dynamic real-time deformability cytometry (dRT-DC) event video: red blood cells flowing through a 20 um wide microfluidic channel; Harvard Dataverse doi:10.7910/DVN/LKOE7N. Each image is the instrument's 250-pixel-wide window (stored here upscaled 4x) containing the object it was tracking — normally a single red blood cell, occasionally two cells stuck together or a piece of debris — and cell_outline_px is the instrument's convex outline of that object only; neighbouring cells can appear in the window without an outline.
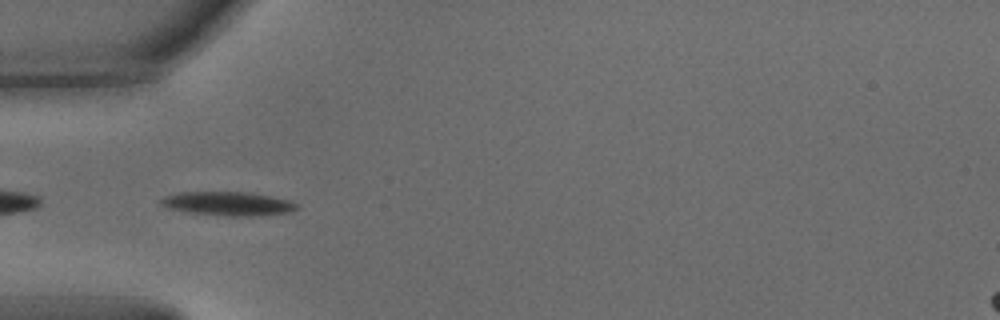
{"species": "common noctule bat (a hibernating species)", "species_latin": "Nyctalus noctula", "temperature_condition": "warm", "stored_images_in_passage": 37, "camera_frame_rate_fps": 3000, "um_per_image_px": 0.085, "animal": {"sex": "male", "body_mass_g": 15.6}, "frame": {"image": 1, "passage_image": 1, "time_ms": 0.0, "image_size_px": [1000, 320], "cell_outline_px": [[300, 204], [296, 208], [288, 212], [260, 216], [228, 216], [192, 212], [168, 208], [160, 204], [160, 200], [164, 196], [180, 192], [248, 192], [272, 196], [288, 200]], "centroid_in_image_um": [19.4, 17.3], "position_along_channel_um": 65.6, "area_um2": 18.79}}
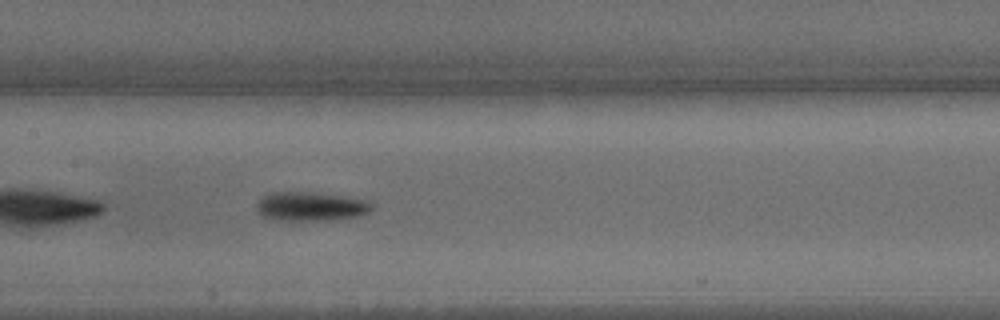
{"frame": {"image": 2, "passage_image": 10, "time_ms": 3.0, "image_size_px": [1000, 320], "cell_outline_px": [[372, 208], [368, 212], [356, 216], [332, 220], [272, 220], [264, 216], [256, 208], [256, 204], [264, 196], [272, 192], [316, 192], [344, 196], [368, 200], [372, 204]], "centroid_in_image_um": [26.42, 17.54], "position_along_channel_um": 181.0, "area_um2": 19.42}}
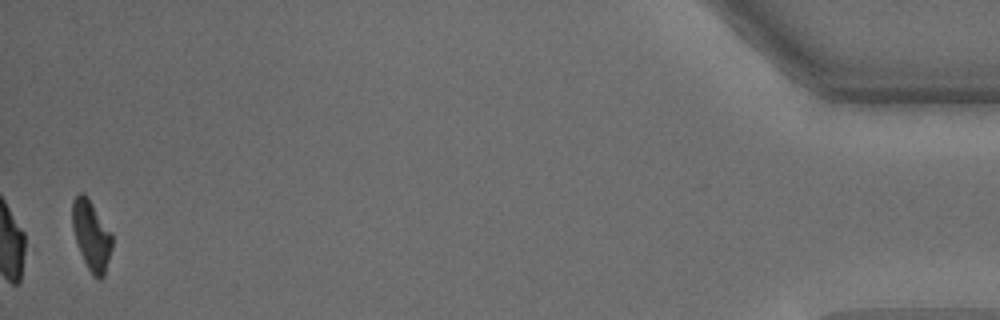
{"frame": {"image": 3, "passage_image": 36, "time_ms": 11.667, "image_size_px": [1000, 320], "cell_outline_px": [[112, 248], [104, 276], [100, 280], [92, 276], [80, 252], [72, 228], [72, 200], [80, 192], [84, 192], [112, 232]], "centroid_in_image_um": [7.77, 20.01], "position_along_channel_um": 427.4, "area_um2": 16.24}, "authors_computed_cell_mechanics": {"area_um2": 17.6868, "velocity_mm_per_s": 3.8552, "shape_relaxation_time_tau1_ms": 1.956, "shape_relaxation_time_tau2_ms": null, "deformation_change_tau1": 0.1497, "deformation_change_tau2": null}}